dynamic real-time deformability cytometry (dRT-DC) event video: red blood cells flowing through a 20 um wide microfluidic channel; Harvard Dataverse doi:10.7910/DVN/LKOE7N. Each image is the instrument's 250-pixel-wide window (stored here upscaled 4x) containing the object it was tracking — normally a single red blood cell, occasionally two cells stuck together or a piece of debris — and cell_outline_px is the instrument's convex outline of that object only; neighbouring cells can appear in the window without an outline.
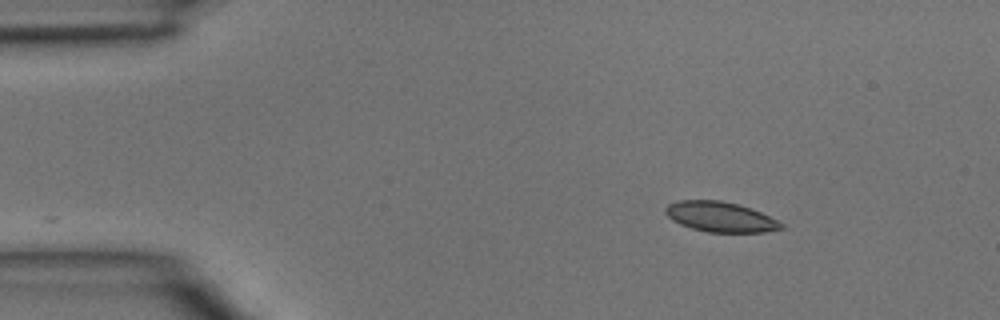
{"species": "common noctule bat (a hibernating species)", "species_latin": "Nyctalus noctula", "temperature_condition": "room temperature", "stored_images_in_passage": 40, "camera_frame_rate_fps": 3000, "um_per_image_px": 0.085, "animal": {"sex": "male", "body_mass_g": 15.6}, "frame": {"image": 1, "passage_image": 1, "time_ms": 0.0, "image_size_px": [1000, 320], "cell_outline_px": [[784, 228], [764, 232], [708, 232], [692, 228], [680, 224], [672, 220], [664, 212], [664, 208], [668, 204], [680, 200], [720, 200], [736, 204], [760, 212], [784, 224]], "centroid_in_image_um": [61.2, 18.43], "position_along_channel_um": 23.8, "area_um2": 20.11}}
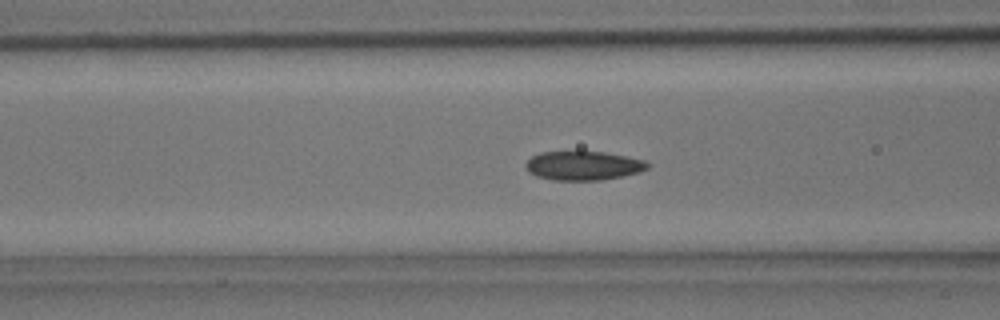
{"frame": {"image": 2, "passage_image": 12, "time_ms": 3.667, "image_size_px": [1000, 320], "cell_outline_px": [[648, 168], [640, 172], [600, 180], [552, 180], [536, 176], [528, 172], [524, 164], [532, 156], [540, 152], [604, 152], [644, 160], [648, 164]], "centroid_in_image_um": [49.53, 14.08], "position_along_channel_um": 117.1, "area_um2": 20.4}}
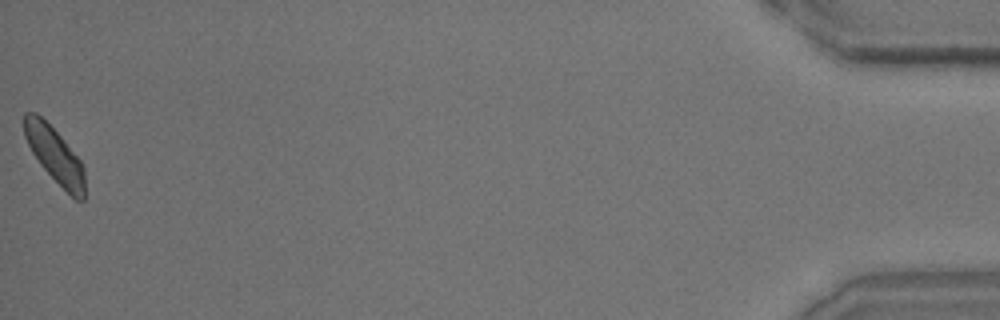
{"frame": {"image": 3, "passage_image": 40, "time_ms": 13.0, "image_size_px": [1000, 320], "cell_outline_px": [[84, 200], [76, 200], [40, 164], [32, 152], [24, 136], [24, 112], [36, 112], [60, 136], [80, 160], [84, 168]], "centroid_in_image_um": [4.64, 13.16], "position_along_channel_um": 430.6, "area_um2": 19.02}}